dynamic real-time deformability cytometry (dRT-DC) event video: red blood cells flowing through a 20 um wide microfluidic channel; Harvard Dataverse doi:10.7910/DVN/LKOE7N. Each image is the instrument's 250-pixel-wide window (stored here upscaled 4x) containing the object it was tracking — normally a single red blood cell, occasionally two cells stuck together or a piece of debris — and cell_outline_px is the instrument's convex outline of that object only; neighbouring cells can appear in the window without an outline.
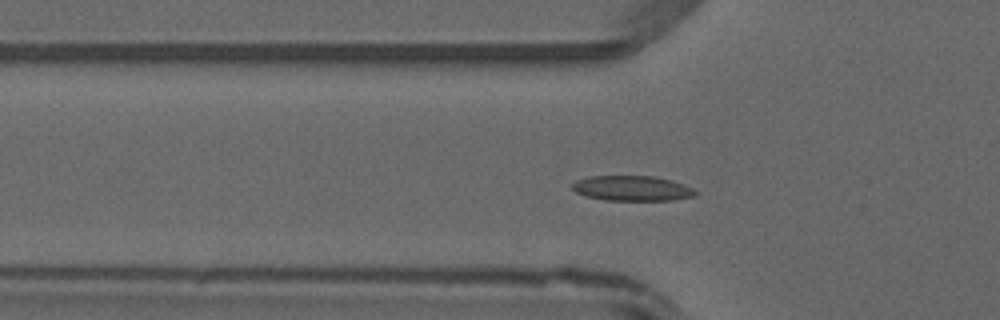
{"species": "common noctule bat (a hibernating species)", "species_latin": "Nyctalus noctula", "temperature_condition": "warm", "stored_images_in_passage": 46, "camera_frame_rate_fps": 3000, "um_per_image_px": 0.085, "animal": {"sex": "male", "forearm_length_mm": 52.5}, "frame": {"image": 1, "passage_image": 14, "time_ms": 4.333, "image_size_px": [1000, 320], "cell_outline_px": [[700, 192], [696, 196], [672, 200], [604, 200], [584, 196], [576, 192], [572, 188], [572, 184], [576, 180], [588, 176], [656, 176], [672, 180], [692, 188]], "centroid_in_image_um": [53.74, 16.0], "position_along_channel_um": 72.1, "area_um2": 18.21}}